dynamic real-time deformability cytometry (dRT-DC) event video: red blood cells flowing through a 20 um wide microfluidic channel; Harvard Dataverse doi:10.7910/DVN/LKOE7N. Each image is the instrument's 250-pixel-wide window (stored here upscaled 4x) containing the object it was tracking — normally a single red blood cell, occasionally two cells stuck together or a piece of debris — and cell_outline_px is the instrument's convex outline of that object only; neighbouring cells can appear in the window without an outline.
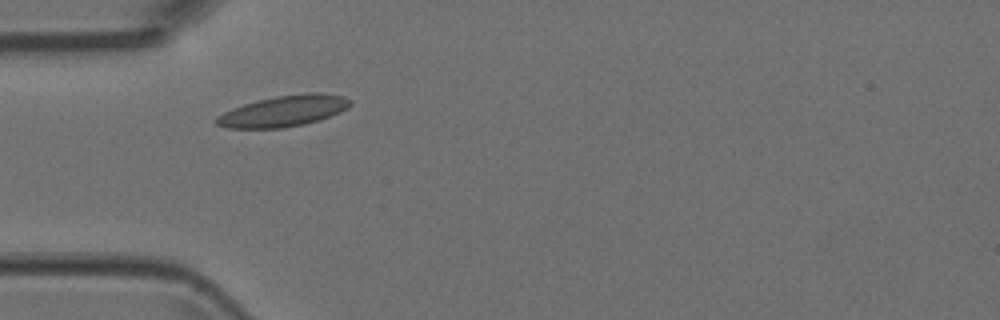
{"species": "Egyptian fruit bat (a non-hibernating species)", "species_latin": "Rousettus aegyptiacus", "temperature_condition": "room temperature", "stored_images_in_passage": 2, "camera_frame_rate_fps": 3000, "um_per_image_px": 0.085, "animal": {"sex": "female"}, "frame": {"image": 1, "passage_image": 1, "time_ms": 0.0, "image_size_px": [1000, 320], "cell_outline_px": [[352, 104], [348, 108], [340, 112], [320, 120], [304, 124], [284, 128], [228, 128], [216, 124], [216, 116], [232, 108], [256, 100], [276, 96], [308, 92], [320, 92], [344, 96], [352, 100]], "centroid_in_image_um": [24.15, 9.43], "position_along_channel_um": 60.9, "area_um2": 24.39}}
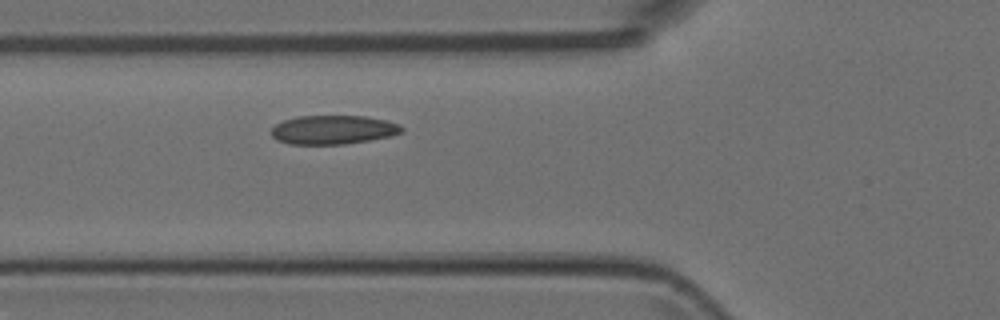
{"frame": {"image": 2, "passage_image": 2, "time_ms": 0.333, "image_size_px": [1000, 320], "cell_outline_px": [[404, 132], [392, 136], [344, 144], [288, 144], [276, 140], [272, 136], [272, 128], [276, 124], [284, 120], [296, 116], [364, 116], [384, 120], [400, 124], [404, 128]], "centroid_in_image_um": [28.33, 11.03], "position_along_channel_um": 97.5, "area_um2": 22.02}}